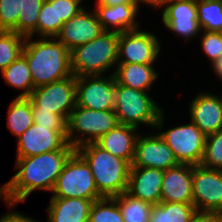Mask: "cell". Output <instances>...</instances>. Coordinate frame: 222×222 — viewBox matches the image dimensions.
<instances>
[{
  "label": "cell",
  "instance_id": "cell-1",
  "mask_svg": "<svg viewBox=\"0 0 222 222\" xmlns=\"http://www.w3.org/2000/svg\"><path fill=\"white\" fill-rule=\"evenodd\" d=\"M76 150H57L16 158L17 172L6 182V197L15 207L34 191L52 192L65 163Z\"/></svg>",
  "mask_w": 222,
  "mask_h": 222
},
{
  "label": "cell",
  "instance_id": "cell-2",
  "mask_svg": "<svg viewBox=\"0 0 222 222\" xmlns=\"http://www.w3.org/2000/svg\"><path fill=\"white\" fill-rule=\"evenodd\" d=\"M36 38L27 36L22 51L27 59L34 88L73 75L70 51L55 37Z\"/></svg>",
  "mask_w": 222,
  "mask_h": 222
},
{
  "label": "cell",
  "instance_id": "cell-3",
  "mask_svg": "<svg viewBox=\"0 0 222 222\" xmlns=\"http://www.w3.org/2000/svg\"><path fill=\"white\" fill-rule=\"evenodd\" d=\"M76 151L89 164L98 192L103 197H115L127 191L131 165L112 155L95 142L83 144Z\"/></svg>",
  "mask_w": 222,
  "mask_h": 222
},
{
  "label": "cell",
  "instance_id": "cell-4",
  "mask_svg": "<svg viewBox=\"0 0 222 222\" xmlns=\"http://www.w3.org/2000/svg\"><path fill=\"white\" fill-rule=\"evenodd\" d=\"M119 33L103 31L86 44L70 51L71 71L76 78L114 74L117 65Z\"/></svg>",
  "mask_w": 222,
  "mask_h": 222
},
{
  "label": "cell",
  "instance_id": "cell-5",
  "mask_svg": "<svg viewBox=\"0 0 222 222\" xmlns=\"http://www.w3.org/2000/svg\"><path fill=\"white\" fill-rule=\"evenodd\" d=\"M163 110L150 92L122 86L115 80L114 112L118 123L138 129L145 125L154 130Z\"/></svg>",
  "mask_w": 222,
  "mask_h": 222
},
{
  "label": "cell",
  "instance_id": "cell-6",
  "mask_svg": "<svg viewBox=\"0 0 222 222\" xmlns=\"http://www.w3.org/2000/svg\"><path fill=\"white\" fill-rule=\"evenodd\" d=\"M162 111L155 129L173 151L179 164L200 165L204 156L206 135L191 121L165 129V114ZM164 128V129H163Z\"/></svg>",
  "mask_w": 222,
  "mask_h": 222
},
{
  "label": "cell",
  "instance_id": "cell-7",
  "mask_svg": "<svg viewBox=\"0 0 222 222\" xmlns=\"http://www.w3.org/2000/svg\"><path fill=\"white\" fill-rule=\"evenodd\" d=\"M66 122L67 141L75 149L97 141L119 124L114 110H92L77 105Z\"/></svg>",
  "mask_w": 222,
  "mask_h": 222
},
{
  "label": "cell",
  "instance_id": "cell-8",
  "mask_svg": "<svg viewBox=\"0 0 222 222\" xmlns=\"http://www.w3.org/2000/svg\"><path fill=\"white\" fill-rule=\"evenodd\" d=\"M51 193V197L59 198H104L98 192L89 164L77 151L65 163Z\"/></svg>",
  "mask_w": 222,
  "mask_h": 222
},
{
  "label": "cell",
  "instance_id": "cell-9",
  "mask_svg": "<svg viewBox=\"0 0 222 222\" xmlns=\"http://www.w3.org/2000/svg\"><path fill=\"white\" fill-rule=\"evenodd\" d=\"M31 108L50 111L66 121L76 106V77L71 75L63 80L35 87L30 96Z\"/></svg>",
  "mask_w": 222,
  "mask_h": 222
},
{
  "label": "cell",
  "instance_id": "cell-10",
  "mask_svg": "<svg viewBox=\"0 0 222 222\" xmlns=\"http://www.w3.org/2000/svg\"><path fill=\"white\" fill-rule=\"evenodd\" d=\"M156 33L141 30L119 33L117 63L156 64L163 45Z\"/></svg>",
  "mask_w": 222,
  "mask_h": 222
},
{
  "label": "cell",
  "instance_id": "cell-11",
  "mask_svg": "<svg viewBox=\"0 0 222 222\" xmlns=\"http://www.w3.org/2000/svg\"><path fill=\"white\" fill-rule=\"evenodd\" d=\"M44 0H0V31L37 36L38 15Z\"/></svg>",
  "mask_w": 222,
  "mask_h": 222
},
{
  "label": "cell",
  "instance_id": "cell-12",
  "mask_svg": "<svg viewBox=\"0 0 222 222\" xmlns=\"http://www.w3.org/2000/svg\"><path fill=\"white\" fill-rule=\"evenodd\" d=\"M192 190L197 211L222 213V170L192 165Z\"/></svg>",
  "mask_w": 222,
  "mask_h": 222
},
{
  "label": "cell",
  "instance_id": "cell-13",
  "mask_svg": "<svg viewBox=\"0 0 222 222\" xmlns=\"http://www.w3.org/2000/svg\"><path fill=\"white\" fill-rule=\"evenodd\" d=\"M16 158L30 157L57 150H76L67 141V131H52L33 123L16 139Z\"/></svg>",
  "mask_w": 222,
  "mask_h": 222
},
{
  "label": "cell",
  "instance_id": "cell-14",
  "mask_svg": "<svg viewBox=\"0 0 222 222\" xmlns=\"http://www.w3.org/2000/svg\"><path fill=\"white\" fill-rule=\"evenodd\" d=\"M76 105L92 110H114V74L76 78Z\"/></svg>",
  "mask_w": 222,
  "mask_h": 222
},
{
  "label": "cell",
  "instance_id": "cell-15",
  "mask_svg": "<svg viewBox=\"0 0 222 222\" xmlns=\"http://www.w3.org/2000/svg\"><path fill=\"white\" fill-rule=\"evenodd\" d=\"M173 151L155 130V133H139L135 144V156L131 167L167 170L177 166Z\"/></svg>",
  "mask_w": 222,
  "mask_h": 222
},
{
  "label": "cell",
  "instance_id": "cell-16",
  "mask_svg": "<svg viewBox=\"0 0 222 222\" xmlns=\"http://www.w3.org/2000/svg\"><path fill=\"white\" fill-rule=\"evenodd\" d=\"M164 27L186 42L197 38L201 28L197 19L196 0H174L161 13Z\"/></svg>",
  "mask_w": 222,
  "mask_h": 222
},
{
  "label": "cell",
  "instance_id": "cell-17",
  "mask_svg": "<svg viewBox=\"0 0 222 222\" xmlns=\"http://www.w3.org/2000/svg\"><path fill=\"white\" fill-rule=\"evenodd\" d=\"M103 31L94 9L85 7L62 25L55 38L71 51L75 47L93 40Z\"/></svg>",
  "mask_w": 222,
  "mask_h": 222
},
{
  "label": "cell",
  "instance_id": "cell-18",
  "mask_svg": "<svg viewBox=\"0 0 222 222\" xmlns=\"http://www.w3.org/2000/svg\"><path fill=\"white\" fill-rule=\"evenodd\" d=\"M188 108L190 120L206 136L222 130V104L217 94L199 92Z\"/></svg>",
  "mask_w": 222,
  "mask_h": 222
},
{
  "label": "cell",
  "instance_id": "cell-19",
  "mask_svg": "<svg viewBox=\"0 0 222 222\" xmlns=\"http://www.w3.org/2000/svg\"><path fill=\"white\" fill-rule=\"evenodd\" d=\"M160 202L193 204L192 165L178 164L163 171Z\"/></svg>",
  "mask_w": 222,
  "mask_h": 222
},
{
  "label": "cell",
  "instance_id": "cell-20",
  "mask_svg": "<svg viewBox=\"0 0 222 222\" xmlns=\"http://www.w3.org/2000/svg\"><path fill=\"white\" fill-rule=\"evenodd\" d=\"M163 170L130 167L127 193L152 205L160 203Z\"/></svg>",
  "mask_w": 222,
  "mask_h": 222
},
{
  "label": "cell",
  "instance_id": "cell-21",
  "mask_svg": "<svg viewBox=\"0 0 222 222\" xmlns=\"http://www.w3.org/2000/svg\"><path fill=\"white\" fill-rule=\"evenodd\" d=\"M94 11L104 31L123 33L141 28L137 20L139 8L136 3H122L115 6L95 5Z\"/></svg>",
  "mask_w": 222,
  "mask_h": 222
},
{
  "label": "cell",
  "instance_id": "cell-22",
  "mask_svg": "<svg viewBox=\"0 0 222 222\" xmlns=\"http://www.w3.org/2000/svg\"><path fill=\"white\" fill-rule=\"evenodd\" d=\"M139 133L138 128L119 123L95 143L131 165L135 156V144Z\"/></svg>",
  "mask_w": 222,
  "mask_h": 222
},
{
  "label": "cell",
  "instance_id": "cell-23",
  "mask_svg": "<svg viewBox=\"0 0 222 222\" xmlns=\"http://www.w3.org/2000/svg\"><path fill=\"white\" fill-rule=\"evenodd\" d=\"M96 200L51 197L46 208L48 222H89L90 209Z\"/></svg>",
  "mask_w": 222,
  "mask_h": 222
},
{
  "label": "cell",
  "instance_id": "cell-24",
  "mask_svg": "<svg viewBox=\"0 0 222 222\" xmlns=\"http://www.w3.org/2000/svg\"><path fill=\"white\" fill-rule=\"evenodd\" d=\"M155 64L117 63L114 72L115 80L122 86L131 87L144 92H152L151 88L159 78Z\"/></svg>",
  "mask_w": 222,
  "mask_h": 222
},
{
  "label": "cell",
  "instance_id": "cell-25",
  "mask_svg": "<svg viewBox=\"0 0 222 222\" xmlns=\"http://www.w3.org/2000/svg\"><path fill=\"white\" fill-rule=\"evenodd\" d=\"M1 75L9 87L21 90V93L16 97H29L34 89L27 59L23 54L1 71Z\"/></svg>",
  "mask_w": 222,
  "mask_h": 222
},
{
  "label": "cell",
  "instance_id": "cell-26",
  "mask_svg": "<svg viewBox=\"0 0 222 222\" xmlns=\"http://www.w3.org/2000/svg\"><path fill=\"white\" fill-rule=\"evenodd\" d=\"M33 123L31 100L28 97H15L7 111V127L10 133L17 139Z\"/></svg>",
  "mask_w": 222,
  "mask_h": 222
},
{
  "label": "cell",
  "instance_id": "cell-27",
  "mask_svg": "<svg viewBox=\"0 0 222 222\" xmlns=\"http://www.w3.org/2000/svg\"><path fill=\"white\" fill-rule=\"evenodd\" d=\"M196 211L193 204L160 202L153 205L150 222H189Z\"/></svg>",
  "mask_w": 222,
  "mask_h": 222
},
{
  "label": "cell",
  "instance_id": "cell-28",
  "mask_svg": "<svg viewBox=\"0 0 222 222\" xmlns=\"http://www.w3.org/2000/svg\"><path fill=\"white\" fill-rule=\"evenodd\" d=\"M118 204L124 222H150L153 205L123 192L112 197Z\"/></svg>",
  "mask_w": 222,
  "mask_h": 222
},
{
  "label": "cell",
  "instance_id": "cell-29",
  "mask_svg": "<svg viewBox=\"0 0 222 222\" xmlns=\"http://www.w3.org/2000/svg\"><path fill=\"white\" fill-rule=\"evenodd\" d=\"M196 7L201 30L222 32V0H196Z\"/></svg>",
  "mask_w": 222,
  "mask_h": 222
},
{
  "label": "cell",
  "instance_id": "cell-30",
  "mask_svg": "<svg viewBox=\"0 0 222 222\" xmlns=\"http://www.w3.org/2000/svg\"><path fill=\"white\" fill-rule=\"evenodd\" d=\"M25 40V36L14 31H0V72L22 54Z\"/></svg>",
  "mask_w": 222,
  "mask_h": 222
},
{
  "label": "cell",
  "instance_id": "cell-31",
  "mask_svg": "<svg viewBox=\"0 0 222 222\" xmlns=\"http://www.w3.org/2000/svg\"><path fill=\"white\" fill-rule=\"evenodd\" d=\"M89 222H124L121 210L117 202L110 197L93 202Z\"/></svg>",
  "mask_w": 222,
  "mask_h": 222
},
{
  "label": "cell",
  "instance_id": "cell-32",
  "mask_svg": "<svg viewBox=\"0 0 222 222\" xmlns=\"http://www.w3.org/2000/svg\"><path fill=\"white\" fill-rule=\"evenodd\" d=\"M64 23H56L55 0H44L38 15L37 37H55Z\"/></svg>",
  "mask_w": 222,
  "mask_h": 222
},
{
  "label": "cell",
  "instance_id": "cell-33",
  "mask_svg": "<svg viewBox=\"0 0 222 222\" xmlns=\"http://www.w3.org/2000/svg\"><path fill=\"white\" fill-rule=\"evenodd\" d=\"M200 165L222 170V130L206 136L204 156Z\"/></svg>",
  "mask_w": 222,
  "mask_h": 222
},
{
  "label": "cell",
  "instance_id": "cell-34",
  "mask_svg": "<svg viewBox=\"0 0 222 222\" xmlns=\"http://www.w3.org/2000/svg\"><path fill=\"white\" fill-rule=\"evenodd\" d=\"M202 53L209 59L210 64L222 54V32H208L202 30L198 36Z\"/></svg>",
  "mask_w": 222,
  "mask_h": 222
},
{
  "label": "cell",
  "instance_id": "cell-35",
  "mask_svg": "<svg viewBox=\"0 0 222 222\" xmlns=\"http://www.w3.org/2000/svg\"><path fill=\"white\" fill-rule=\"evenodd\" d=\"M34 123L39 126L49 127L52 131H67L66 120L50 111H40V108H32Z\"/></svg>",
  "mask_w": 222,
  "mask_h": 222
},
{
  "label": "cell",
  "instance_id": "cell-36",
  "mask_svg": "<svg viewBox=\"0 0 222 222\" xmlns=\"http://www.w3.org/2000/svg\"><path fill=\"white\" fill-rule=\"evenodd\" d=\"M84 0H55L56 23H66L83 8Z\"/></svg>",
  "mask_w": 222,
  "mask_h": 222
},
{
  "label": "cell",
  "instance_id": "cell-37",
  "mask_svg": "<svg viewBox=\"0 0 222 222\" xmlns=\"http://www.w3.org/2000/svg\"><path fill=\"white\" fill-rule=\"evenodd\" d=\"M7 207L10 211L2 214L0 222H41V220L38 221L31 216L29 217V215L26 216V214L24 215L21 212H17V210L13 209L15 208L13 204H8Z\"/></svg>",
  "mask_w": 222,
  "mask_h": 222
},
{
  "label": "cell",
  "instance_id": "cell-38",
  "mask_svg": "<svg viewBox=\"0 0 222 222\" xmlns=\"http://www.w3.org/2000/svg\"><path fill=\"white\" fill-rule=\"evenodd\" d=\"M189 222H222V213L196 211Z\"/></svg>",
  "mask_w": 222,
  "mask_h": 222
},
{
  "label": "cell",
  "instance_id": "cell-39",
  "mask_svg": "<svg viewBox=\"0 0 222 222\" xmlns=\"http://www.w3.org/2000/svg\"><path fill=\"white\" fill-rule=\"evenodd\" d=\"M133 1L137 4L139 10H141L140 7L142 4L158 10L160 7L161 10H163L167 5H169L174 0H133Z\"/></svg>",
  "mask_w": 222,
  "mask_h": 222
},
{
  "label": "cell",
  "instance_id": "cell-40",
  "mask_svg": "<svg viewBox=\"0 0 222 222\" xmlns=\"http://www.w3.org/2000/svg\"><path fill=\"white\" fill-rule=\"evenodd\" d=\"M210 65H211V68L213 69L212 71L215 73L214 75L218 77L217 80L222 81V54L217 60H215Z\"/></svg>",
  "mask_w": 222,
  "mask_h": 222
},
{
  "label": "cell",
  "instance_id": "cell-41",
  "mask_svg": "<svg viewBox=\"0 0 222 222\" xmlns=\"http://www.w3.org/2000/svg\"><path fill=\"white\" fill-rule=\"evenodd\" d=\"M122 3H135L133 0H96L95 5L115 6Z\"/></svg>",
  "mask_w": 222,
  "mask_h": 222
},
{
  "label": "cell",
  "instance_id": "cell-42",
  "mask_svg": "<svg viewBox=\"0 0 222 222\" xmlns=\"http://www.w3.org/2000/svg\"><path fill=\"white\" fill-rule=\"evenodd\" d=\"M2 198L3 202L8 205L7 197H6V184L0 186V199Z\"/></svg>",
  "mask_w": 222,
  "mask_h": 222
},
{
  "label": "cell",
  "instance_id": "cell-43",
  "mask_svg": "<svg viewBox=\"0 0 222 222\" xmlns=\"http://www.w3.org/2000/svg\"><path fill=\"white\" fill-rule=\"evenodd\" d=\"M220 96H221V97H220ZM220 96H219V99H220V101H221V104H222V95H220Z\"/></svg>",
  "mask_w": 222,
  "mask_h": 222
}]
</instances>
